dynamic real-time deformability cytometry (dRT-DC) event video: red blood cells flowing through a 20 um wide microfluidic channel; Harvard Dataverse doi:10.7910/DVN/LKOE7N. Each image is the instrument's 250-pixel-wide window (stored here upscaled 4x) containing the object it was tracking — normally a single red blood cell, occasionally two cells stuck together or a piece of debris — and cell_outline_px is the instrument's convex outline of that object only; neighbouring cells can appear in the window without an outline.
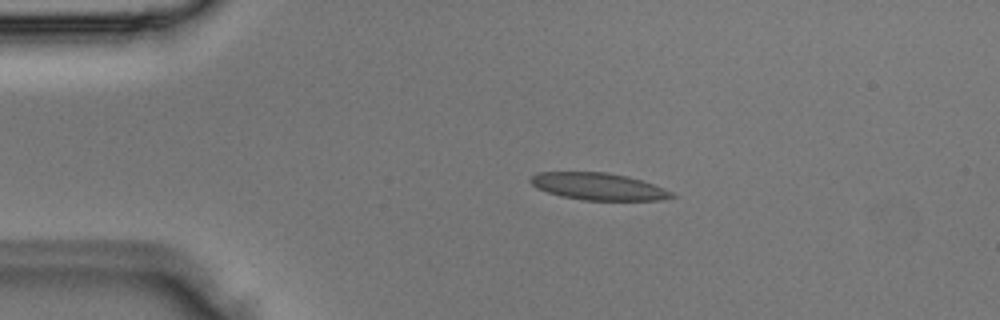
{"species": "Egyptian fruit bat (a non-hibernating species)", "species_latin": "Rousettus aegyptiacus", "temperature_condition": "room temperature", "stored_images_in_passage": 3, "camera_frame_rate_fps": 3000, "um_per_image_px": 0.085, "animal": {"sex": "male"}, "frame": {"image": 1, "passage_image": 1, "time_ms": 0.0, "image_size_px": [1000, 320], "cell_outline_px": [[676, 196], [660, 200], [584, 200], [560, 196], [536, 188], [528, 180], [532, 176], [540, 172], [608, 172], [628, 176], [664, 188], [672, 192]], "centroid_in_image_um": [50.84, 15.85], "position_along_channel_um": 34.2, "area_um2": 22.2}}
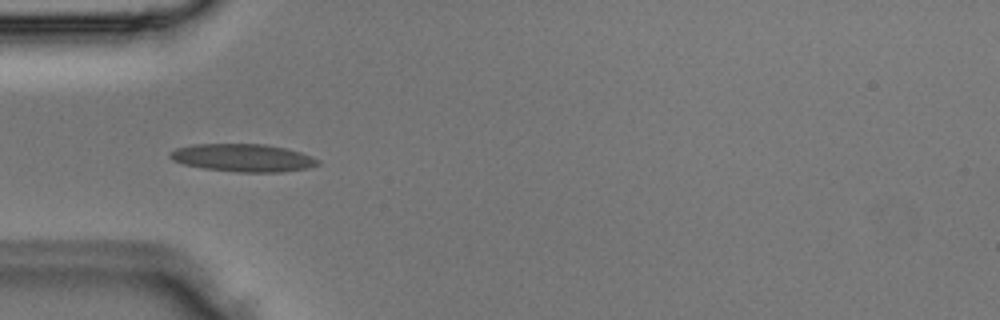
{"frame": {"image": 2, "passage_image": 2, "time_ms": 0.333, "image_size_px": [1000, 320], "cell_outline_px": [[320, 164], [308, 168], [280, 172], [236, 172], [204, 168], [184, 164], [172, 160], [168, 156], [168, 152], [176, 148], [192, 144], [264, 144], [288, 148], [300, 152], [320, 160]], "centroid_in_image_um": [20.64, 13.41], "position_along_channel_um": 64.4, "area_um2": 24.04}}